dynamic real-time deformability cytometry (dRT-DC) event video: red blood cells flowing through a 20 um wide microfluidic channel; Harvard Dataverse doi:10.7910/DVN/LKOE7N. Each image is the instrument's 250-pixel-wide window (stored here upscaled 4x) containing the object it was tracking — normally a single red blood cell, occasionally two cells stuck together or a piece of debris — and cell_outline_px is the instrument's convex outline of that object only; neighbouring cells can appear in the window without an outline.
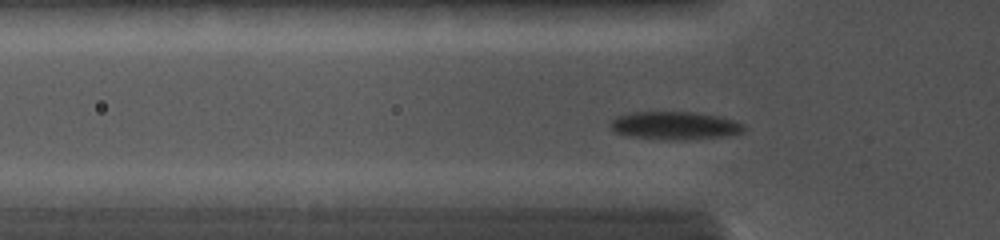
{"species": "common noctule bat (a hibernating species)", "species_latin": "Nyctalus noctula", "temperature_condition": "cold", "stored_images_in_passage": 21, "camera_frame_rate_fps": 5000, "um_per_image_px": 0.085, "animal": {"sex": "female", "body_mass_g": 19.0, "forearm_length_mm": 56.7}, "frame": {"image": 1, "passage_image": 2, "time_ms": 0.2, "image_size_px": [1000, 240], "cell_outline_px": [[744, 132], [724, 136], [684, 140], [676, 140], [632, 136], [616, 132], [608, 124], [616, 116], [632, 112], [692, 112], [720, 116], [744, 124]], "centroid_in_image_um": [57.37, 10.66], "position_along_channel_um": 68.4, "area_um2": 21.56}}
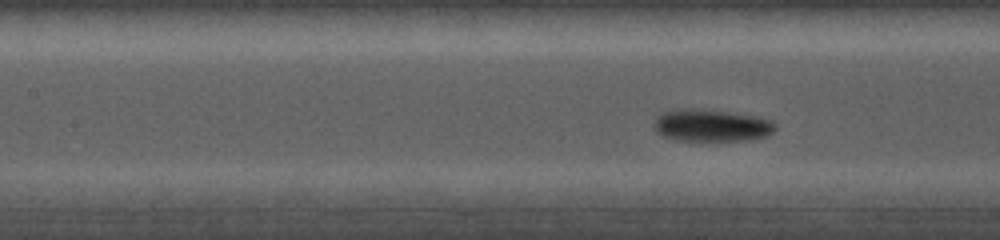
{"frame": {"image": 2, "passage_image": 15, "time_ms": 2.0, "image_size_px": [1000, 240], "cell_outline_px": [[776, 128], [768, 136], [752, 140], [676, 140], [664, 136], [656, 132], [656, 116], [660, 112], [684, 108], [692, 108], [728, 112], [760, 116], [772, 120], [776, 124]], "centroid_in_image_um": [60.52, 10.65], "position_along_channel_um": 146.9, "area_um2": 22.83}}
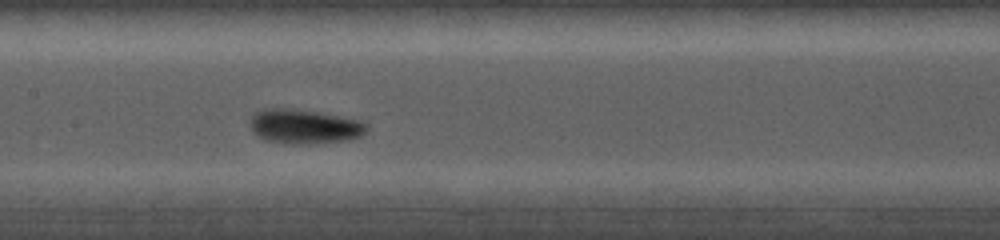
{"frame": {"image": 3, "passage_image": 20, "time_ms": 2.8, "image_size_px": [1000, 240], "cell_outline_px": [[368, 128], [360, 136], [344, 140], [308, 144], [292, 144], [264, 140], [248, 124], [252, 116], [256, 112], [264, 108], [292, 108], [316, 112], [360, 120], [368, 124]], "centroid_in_image_um": [25.85, 10.74], "position_along_channel_um": 181.5, "area_um2": 23.18}}